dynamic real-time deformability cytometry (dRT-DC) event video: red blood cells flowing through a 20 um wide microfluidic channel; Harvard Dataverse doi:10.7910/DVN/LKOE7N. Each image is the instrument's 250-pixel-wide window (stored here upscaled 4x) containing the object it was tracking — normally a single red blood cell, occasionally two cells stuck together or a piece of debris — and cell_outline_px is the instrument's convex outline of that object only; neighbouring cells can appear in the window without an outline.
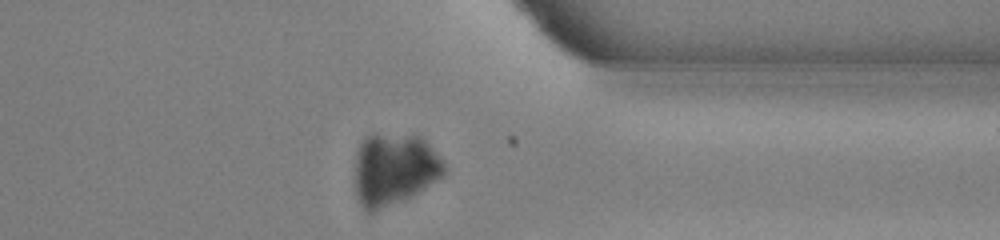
{"species": "common noctule bat (a hibernating species)", "species_latin": "Nyctalus noctula", "temperature_condition": "warm", "stored_images_in_passage": 38, "camera_frame_rate_fps": 3000, "um_per_image_px": 0.085, "animal": {"sex": "male", "body_mass_g": 13.0, "forearm_length_mm": 53.1}, "frame": {"image": 1, "passage_image": 27, "time_ms": 8.667, "image_size_px": [1000, 240], "cell_outline_px": [[444, 176], [412, 196], [404, 200], [376, 212], [364, 212], [356, 200], [356, 156], [360, 144], [364, 136], [372, 132], [376, 132], [420, 136], [440, 156], [444, 164]], "centroid_in_image_um": [33.48, 14.39], "position_along_channel_um": 377.9, "area_um2": 38.15}}
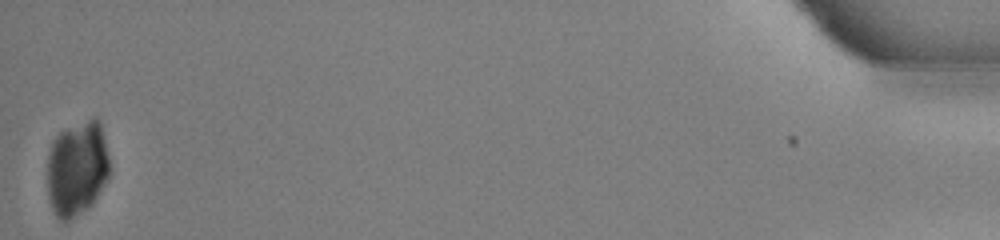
{"frame": {"image": 2, "passage_image": 38, "time_ms": 12.333, "image_size_px": [1000, 240], "cell_outline_px": [[108, 176], [104, 184], [88, 208], [68, 220], [60, 220], [56, 216], [52, 208], [48, 196], [48, 156], [52, 144], [56, 136], [60, 132], [92, 116], [96, 116], [100, 124], [108, 156]], "centroid_in_image_um": [6.53, 14.3], "position_along_channel_um": 428.7, "area_um2": 33.93}}